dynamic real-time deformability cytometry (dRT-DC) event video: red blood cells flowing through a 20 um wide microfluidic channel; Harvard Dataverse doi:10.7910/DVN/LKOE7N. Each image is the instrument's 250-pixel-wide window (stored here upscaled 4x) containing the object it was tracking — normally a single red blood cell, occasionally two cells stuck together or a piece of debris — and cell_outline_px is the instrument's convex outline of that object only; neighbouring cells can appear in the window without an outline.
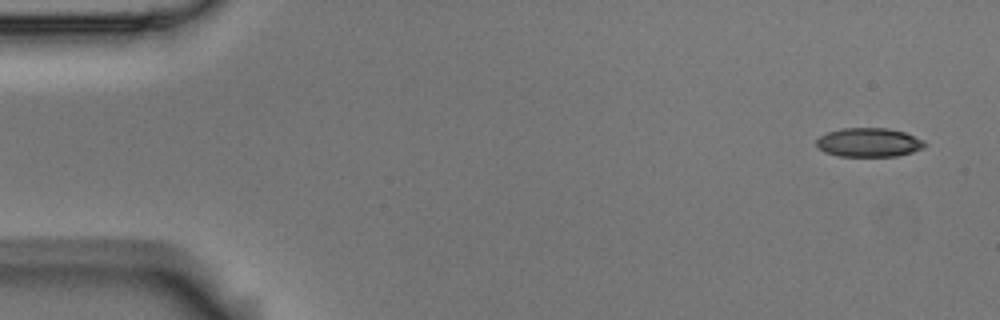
{"species": "Egyptian fruit bat (a non-hibernating species)", "species_latin": "Rousettus aegyptiacus", "temperature_condition": "room temperature", "stored_images_in_passage": 6, "camera_frame_rate_fps": 3000, "um_per_image_px": 0.085, "animal": {"sex": "male"}, "frame": {"image": 1, "passage_image": 1, "time_ms": 0.0, "image_size_px": [1000, 320], "cell_outline_px": [[928, 144], [924, 148], [912, 152], [896, 156], [840, 156], [824, 152], [816, 144], [816, 140], [820, 136], [828, 132], [844, 128], [888, 128], [904, 132], [924, 140]], "centroid_in_image_um": [73.88, 12.11], "position_along_channel_um": 11.1, "area_um2": 18.26}}
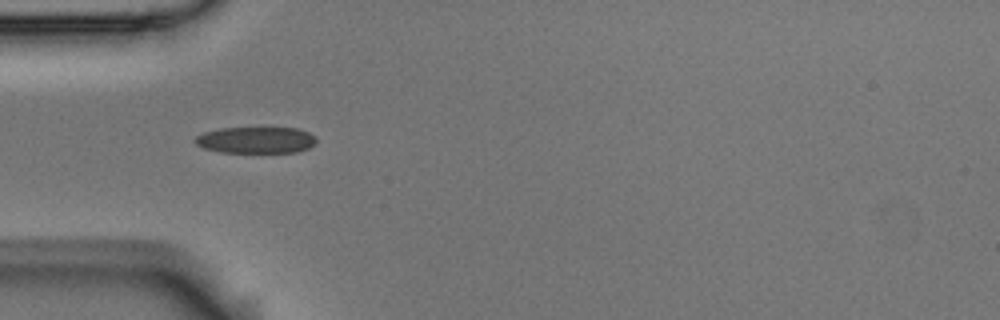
{"frame": {"image": 2, "passage_image": 5, "time_ms": 1.333, "image_size_px": [1000, 320], "cell_outline_px": [[316, 144], [308, 148], [296, 152], [220, 152], [204, 148], [196, 144], [192, 140], [196, 136], [204, 132], [220, 128], [300, 128], [316, 136]], "centroid_in_image_um": [21.76, 11.9], "position_along_channel_um": 63.2, "area_um2": 18.79}}
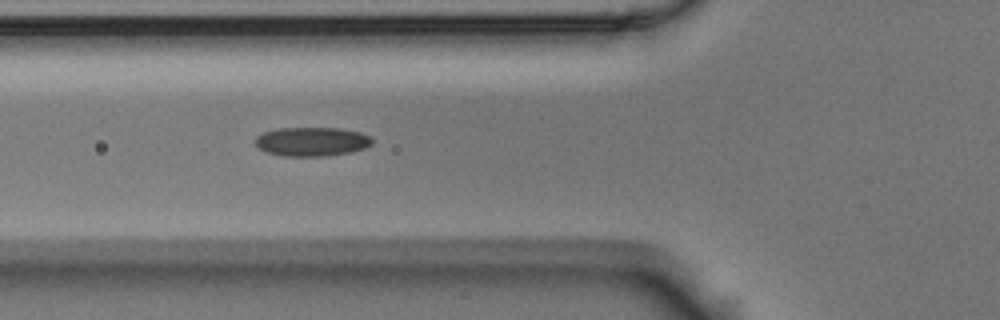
{"frame": {"image": 3, "passage_image": 6, "time_ms": 1.667, "image_size_px": [1000, 320], "cell_outline_px": [[372, 144], [364, 148], [352, 152], [324, 156], [284, 156], [268, 152], [260, 148], [256, 144], [256, 136], [264, 132], [276, 128], [340, 128], [360, 132], [372, 136]], "centroid_in_image_um": [26.54, 12.03], "position_along_channel_um": 99.3, "area_um2": 19.77}}